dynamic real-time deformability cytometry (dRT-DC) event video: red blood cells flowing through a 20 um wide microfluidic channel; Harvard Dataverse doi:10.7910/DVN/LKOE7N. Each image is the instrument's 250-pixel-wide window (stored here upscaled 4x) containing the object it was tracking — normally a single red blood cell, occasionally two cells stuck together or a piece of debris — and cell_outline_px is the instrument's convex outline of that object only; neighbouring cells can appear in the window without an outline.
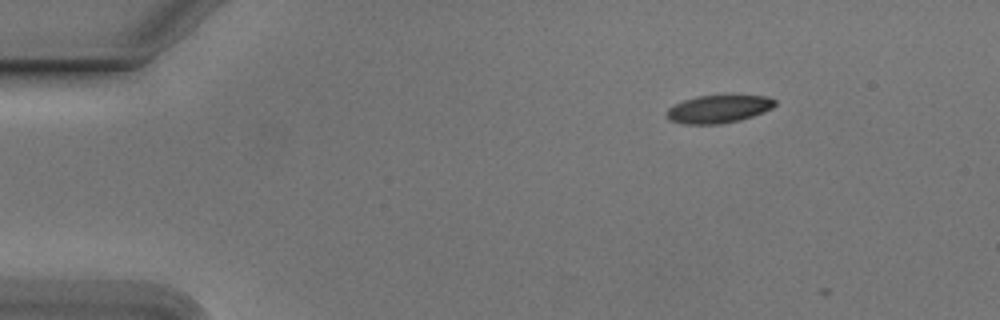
{"species": "Egyptian fruit bat (a non-hibernating species)", "species_latin": "Rousettus aegyptiacus", "temperature_condition": "cold", "stored_images_in_passage": 4, "camera_frame_rate_fps": 3000, "um_per_image_px": 0.085, "animal": {"sex": "male"}, "frame": {"image": 1, "passage_image": 2, "time_ms": 0.333, "image_size_px": [1000, 320], "cell_outline_px": [[776, 104], [772, 108], [764, 112], [740, 120], [720, 124], [684, 124], [668, 120], [664, 116], [664, 112], [668, 108], [684, 100], [696, 96], [768, 96], [776, 100]], "centroid_in_image_um": [61.03, 9.28], "position_along_channel_um": 24.0, "area_um2": 17.63}}